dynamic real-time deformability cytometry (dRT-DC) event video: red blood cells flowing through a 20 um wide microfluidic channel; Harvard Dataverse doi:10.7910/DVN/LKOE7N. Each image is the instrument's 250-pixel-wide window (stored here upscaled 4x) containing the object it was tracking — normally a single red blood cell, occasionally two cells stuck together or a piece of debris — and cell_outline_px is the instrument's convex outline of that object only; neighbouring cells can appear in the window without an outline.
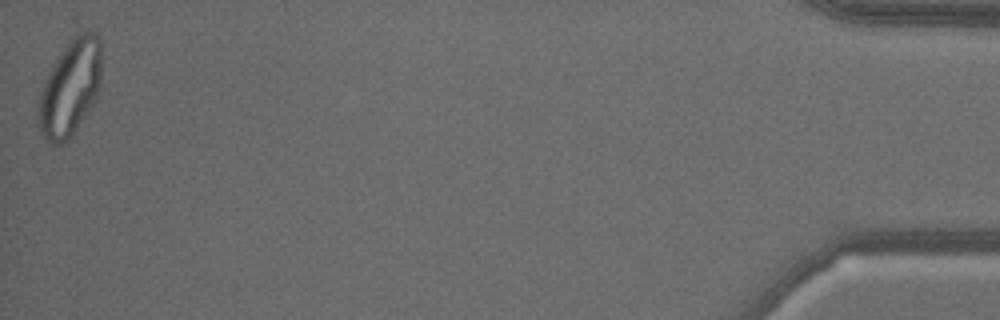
{"species": "common noctule bat (a hibernating species)", "species_latin": "Nyctalus noctula", "temperature_condition": "warm", "stored_images_in_passage": 56, "camera_frame_rate_fps": 3000, "um_per_image_px": 0.085, "animal": {"sex": "male", "body_mass_g": 18.8}, "frame": {"image": 1, "passage_image": 56, "time_ms": 18.333, "image_size_px": [1000, 320], "cell_outline_px": [[100, 84], [96, 96], [72, 132], [60, 144], [48, 144], [44, 140], [40, 132], [40, 92], [44, 80], [52, 64], [68, 40], [72, 36], [84, 32], [92, 32], [100, 40]], "centroid_in_image_um": [5.94, 7.41], "position_along_channel_um": 429.3, "area_um2": 34.22}}